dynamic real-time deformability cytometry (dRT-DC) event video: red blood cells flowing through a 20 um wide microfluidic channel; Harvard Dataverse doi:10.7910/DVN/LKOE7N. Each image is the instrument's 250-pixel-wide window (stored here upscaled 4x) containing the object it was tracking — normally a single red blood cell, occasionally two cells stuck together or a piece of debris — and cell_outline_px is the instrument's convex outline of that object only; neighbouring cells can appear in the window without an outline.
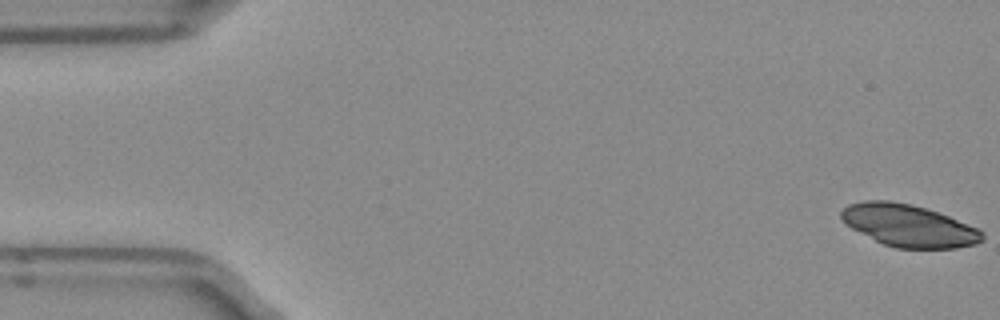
{"species": "Egyptian fruit bat (a non-hibernating species)", "species_latin": "Rousettus aegyptiacus", "temperature_condition": "room temperature", "stored_images_in_passage": 50, "camera_frame_rate_fps": 3000, "um_per_image_px": 0.085, "frame": {"image": 1, "passage_image": 1, "time_ms": 0.0, "image_size_px": [1000, 320], "cell_outline_px": [[984, 240], [976, 244], [956, 248], [896, 248], [884, 244], [852, 228], [840, 216], [840, 212], [848, 204], [864, 200], [888, 200], [912, 204], [948, 216], [976, 228], [984, 232]], "centroid_in_image_um": [77.25, 19.17], "position_along_channel_um": 7.7, "area_um2": 34.28}}